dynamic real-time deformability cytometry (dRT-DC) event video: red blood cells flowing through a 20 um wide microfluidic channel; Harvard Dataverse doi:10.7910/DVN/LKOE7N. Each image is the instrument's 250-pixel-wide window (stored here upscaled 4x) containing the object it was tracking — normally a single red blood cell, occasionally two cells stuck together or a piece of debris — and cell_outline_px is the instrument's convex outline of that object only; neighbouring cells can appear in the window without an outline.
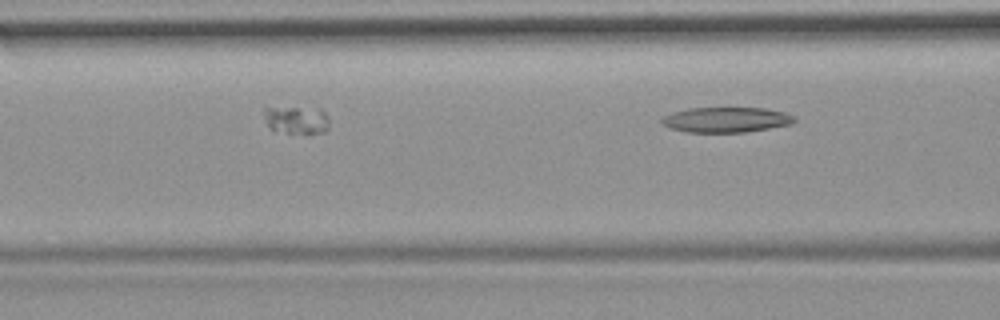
{"species": "common noctule bat (a hibernating species)", "species_latin": "Nyctalus noctula", "temperature_condition": "room temperature", "stored_images_in_passage": 15, "segment_of_instrument_passage": [2, 2], "camera_frame_rate_fps": 3000, "um_per_image_px": 0.085, "animal": {"sex": "female", "body_mass_g": 19.9}, "frame": {"image": 1, "passage_image": 15, "time_ms": 4.667, "image_size_px": [1000, 320], "cell_outline_px": [[796, 120], [792, 124], [744, 132], [688, 132], [668, 128], [660, 124], [660, 120], [664, 116], [672, 112], [688, 108], [764, 108], [784, 112], [796, 116]], "centroid_in_image_um": [61.69, 10.17], "position_along_channel_um": 104.9, "area_um2": 19.59}}